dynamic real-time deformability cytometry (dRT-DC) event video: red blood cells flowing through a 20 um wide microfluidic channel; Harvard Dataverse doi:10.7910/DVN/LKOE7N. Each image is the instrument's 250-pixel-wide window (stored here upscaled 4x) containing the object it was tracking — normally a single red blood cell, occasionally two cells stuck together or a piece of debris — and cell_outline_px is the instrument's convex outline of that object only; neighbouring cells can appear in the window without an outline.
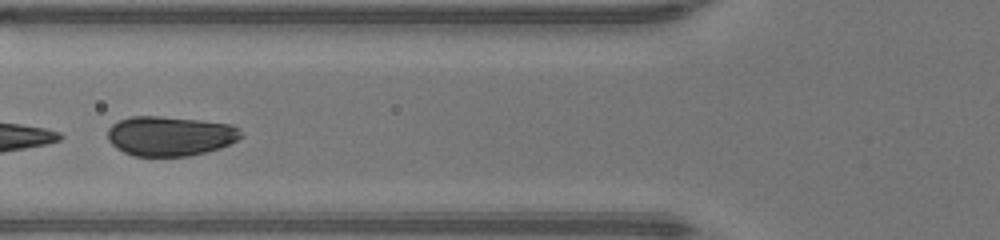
{"species": "human", "species_latin": "Homo sapiens", "temperature_condition": "warm", "stored_images_in_passage": 35, "segment_of_instrument_passage": [2, 2], "camera_frame_rate_fps": 3000, "um_per_image_px": 0.085, "donor": {"sex": "male"}, "frame": {"image": 1, "passage_image": 12, "time_ms": 3.667, "image_size_px": [1000, 240], "cell_outline_px": [[244, 136], [220, 148], [188, 156], [132, 156], [116, 148], [108, 140], [108, 128], [112, 124], [120, 120], [132, 116], [160, 116], [200, 120], [232, 124], [240, 128], [244, 132]], "centroid_in_image_um": [14.47, 11.55], "position_along_channel_um": 111.3, "area_um2": 31.04}}
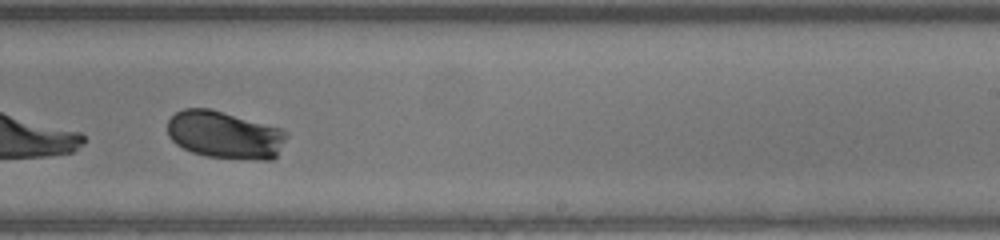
{"frame": {"image": 2, "passage_image": 23, "time_ms": 7.333, "image_size_px": [1000, 240], "cell_outline_px": [[288, 136], [276, 156], [272, 160], [256, 160], [208, 156], [192, 152], [176, 144], [168, 136], [168, 120], [176, 112], [184, 108], [208, 108], [280, 128], [288, 132]], "centroid_in_image_um": [19.11, 11.47], "position_along_channel_um": 269.9, "area_um2": 32.83}}
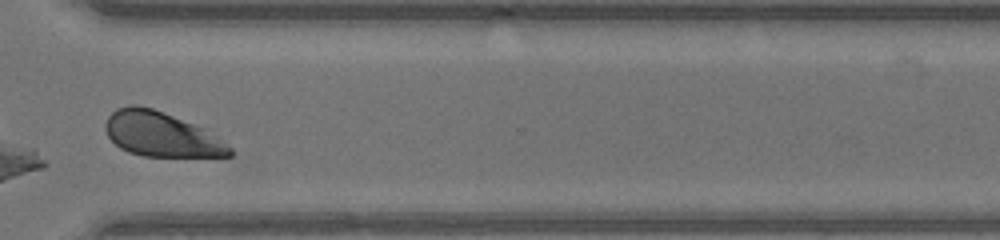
{"frame": {"image": 3, "passage_image": 29, "time_ms": 9.333, "image_size_px": [1000, 240], "cell_outline_px": [[232, 156], [144, 156], [128, 152], [120, 148], [108, 136], [104, 128], [104, 124], [108, 116], [116, 108], [128, 104], [136, 104], [152, 108], [204, 128], [228, 144], [232, 148]], "centroid_in_image_um": [13.67, 11.41], "position_along_channel_um": 356.9, "area_um2": 32.25}}